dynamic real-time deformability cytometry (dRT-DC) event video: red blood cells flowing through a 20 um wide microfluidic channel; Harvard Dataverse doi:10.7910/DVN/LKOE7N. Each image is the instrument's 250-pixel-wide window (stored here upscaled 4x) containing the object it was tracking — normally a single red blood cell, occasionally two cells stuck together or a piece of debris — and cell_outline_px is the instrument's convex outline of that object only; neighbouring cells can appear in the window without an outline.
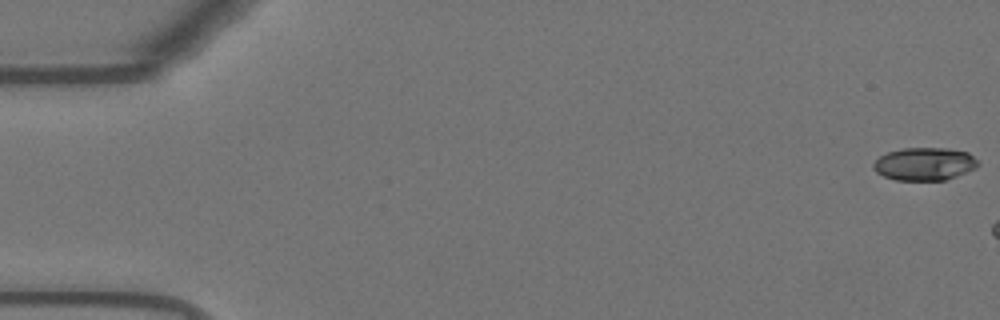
{"species": "Egyptian fruit bat (a non-hibernating species)", "species_latin": "Rousettus aegyptiacus", "temperature_condition": "warm", "stored_images_in_passage": 6, "camera_frame_rate_fps": 3000, "um_per_image_px": 0.085, "animal": {"sex": "female"}, "frame": {"image": 1, "passage_image": 1, "time_ms": 0.0, "image_size_px": [1000, 320], "cell_outline_px": [[980, 164], [976, 168], [956, 176], [944, 180], [896, 180], [884, 176], [876, 172], [872, 168], [872, 164], [880, 156], [888, 152], [904, 148], [948, 148], [968, 152]], "centroid_in_image_um": [78.58, 13.93], "position_along_channel_um": 6.4, "area_um2": 20.0}}